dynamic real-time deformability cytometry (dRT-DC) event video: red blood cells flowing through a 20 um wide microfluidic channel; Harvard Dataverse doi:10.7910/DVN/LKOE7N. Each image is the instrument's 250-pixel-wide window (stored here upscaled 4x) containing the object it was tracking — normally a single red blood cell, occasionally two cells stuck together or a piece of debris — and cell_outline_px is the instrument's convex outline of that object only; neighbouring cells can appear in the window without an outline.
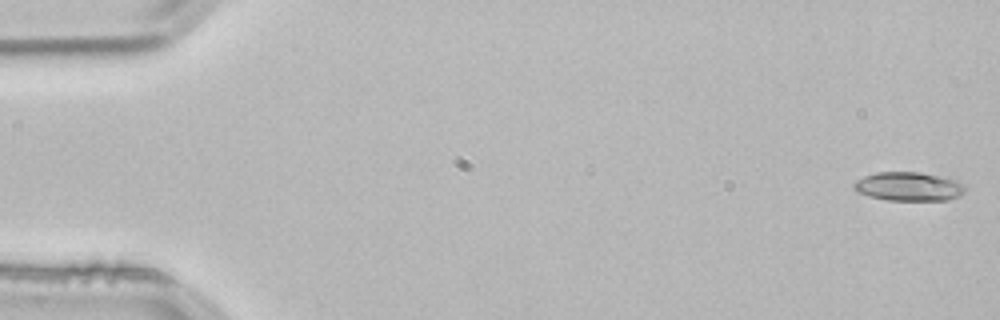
{"species": "common noctule bat (a hibernating species)", "species_latin": "Nyctalus noctula", "temperature_condition": "room temperature", "stored_images_in_passage": 53, "camera_frame_rate_fps": 3000, "um_per_image_px": 0.085, "animal": {"sex": "male", "body_mass_g": 21.5, "forearm_length_mm": 52.0}, "frame": {"image": 1, "passage_image": 1, "time_ms": 0.0, "image_size_px": [1000, 320], "cell_outline_px": [[968, 188], [960, 196], [948, 200], [888, 200], [868, 196], [856, 192], [852, 188], [852, 184], [856, 180], [864, 176], [876, 172], [920, 172], [956, 180], [964, 184]], "centroid_in_image_um": [77.23, 15.85], "position_along_channel_um": 7.8, "area_um2": 18.9}}
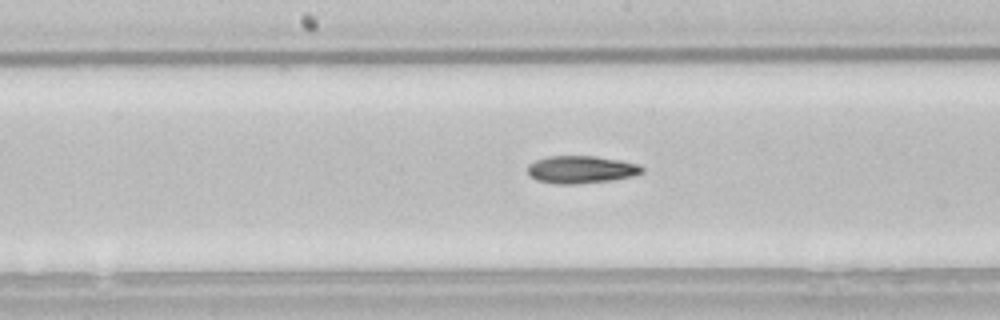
{"frame": {"image": 2, "passage_image": 27, "time_ms": 8.667, "image_size_px": [1000, 320], "cell_outline_px": [[644, 172], [632, 176], [612, 180], [576, 184], [556, 184], [536, 180], [528, 176], [528, 164], [536, 160], [548, 156], [596, 156], [620, 160], [640, 164], [644, 168]], "centroid_in_image_um": [49.39, 14.41], "position_along_channel_um": 198.8, "area_um2": 18.55}}
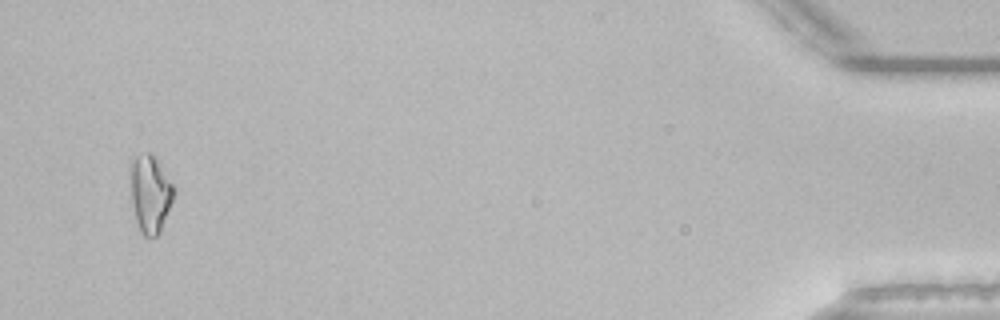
{"frame": {"image": 3, "passage_image": 51, "time_ms": 16.667, "image_size_px": [1000, 320], "cell_outline_px": [[176, 192], [160, 232], [156, 236], [144, 236], [140, 232], [136, 220], [132, 204], [132, 164], [136, 156], [140, 152], [148, 152], [156, 160], [176, 188]], "centroid_in_image_um": [12.8, 16.5], "position_along_channel_um": 422.4, "area_um2": 19.13}}